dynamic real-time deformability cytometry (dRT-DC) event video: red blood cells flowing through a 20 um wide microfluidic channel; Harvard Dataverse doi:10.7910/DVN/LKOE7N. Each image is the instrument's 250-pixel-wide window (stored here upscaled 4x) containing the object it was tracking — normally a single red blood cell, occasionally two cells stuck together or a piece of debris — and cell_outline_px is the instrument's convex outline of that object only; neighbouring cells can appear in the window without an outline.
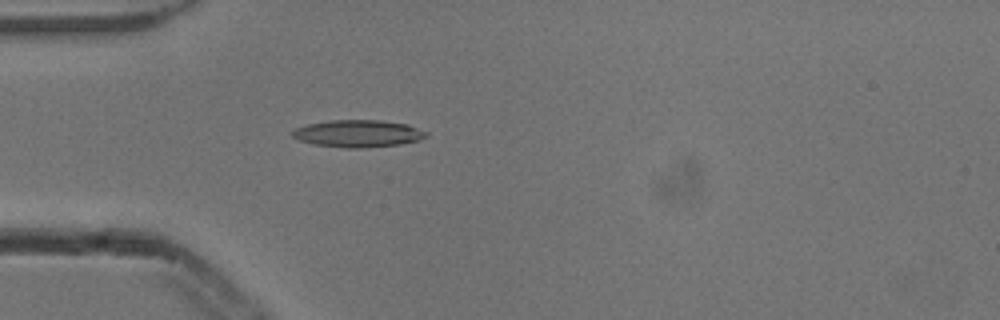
{"species": "common noctule bat (a hibernating species)", "species_latin": "Nyctalus noctula", "temperature_condition": "cold", "stored_images_in_passage": 4, "camera_frame_rate_fps": 3000, "um_per_image_px": 0.085, "animal": {"sex": "male", "body_mass_g": 13.3}, "frame": {"image": 1, "passage_image": 4, "time_ms": 1.0, "image_size_px": [1000, 320], "cell_outline_px": [[428, 136], [416, 140], [400, 144], [364, 148], [344, 148], [312, 144], [300, 140], [292, 136], [288, 132], [296, 128], [308, 124], [332, 120], [380, 120], [408, 124], [428, 132]], "centroid_in_image_um": [30.41, 11.35], "position_along_channel_um": 54.6, "area_um2": 21.27}}